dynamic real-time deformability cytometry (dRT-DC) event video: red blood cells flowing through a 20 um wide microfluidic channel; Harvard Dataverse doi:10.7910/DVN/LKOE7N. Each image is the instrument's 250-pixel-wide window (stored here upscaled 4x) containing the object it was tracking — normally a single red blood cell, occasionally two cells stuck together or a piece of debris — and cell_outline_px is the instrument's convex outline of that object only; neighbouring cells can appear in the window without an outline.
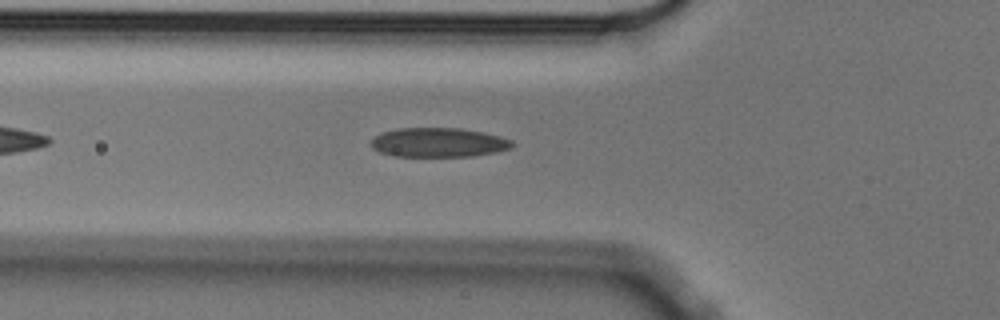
{"species": "Egyptian fruit bat (a non-hibernating species)", "species_latin": "Rousettus aegyptiacus", "temperature_condition": "cold", "stored_images_in_passage": 37, "camera_frame_rate_fps": 3000, "um_per_image_px": 0.085, "animal": {"sex": "male"}, "frame": {"image": 1, "passage_image": 8, "time_ms": 2.333, "image_size_px": [1000, 320], "cell_outline_px": [[516, 144], [512, 148], [496, 152], [472, 156], [392, 156], [380, 152], [372, 148], [372, 140], [376, 136], [384, 132], [396, 128], [460, 128], [484, 132], [500, 136], [512, 140]], "centroid_in_image_um": [37.32, 12.11], "position_along_channel_um": 88.5, "area_um2": 24.16}}
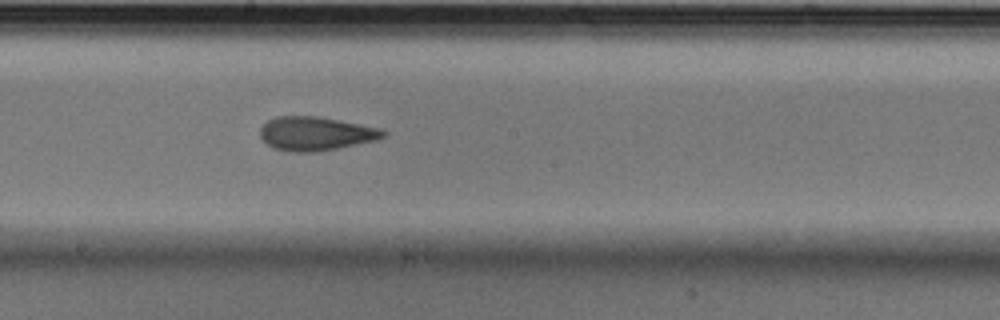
{"frame": {"image": 2, "passage_image": 19, "time_ms": 6.0, "image_size_px": [1000, 320], "cell_outline_px": [[388, 132], [380, 140], [316, 152], [288, 152], [272, 148], [260, 136], [260, 128], [268, 120], [276, 116], [320, 116], [380, 128]], "centroid_in_image_um": [26.85, 11.36], "position_along_channel_um": 221.3, "area_um2": 24.51}}
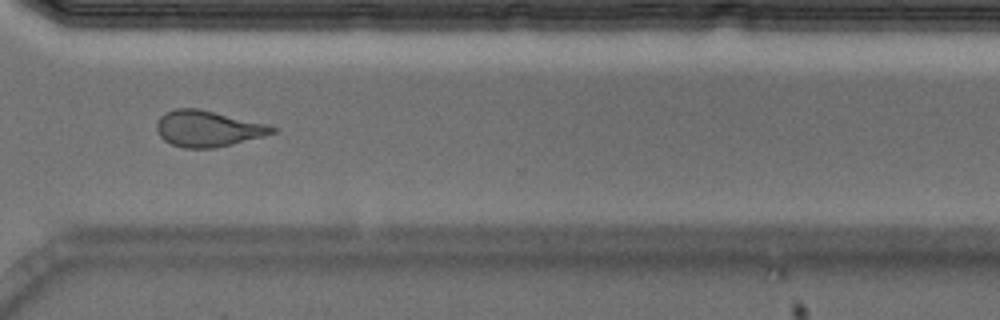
{"frame": {"image": 3, "passage_image": 30, "time_ms": 9.667, "image_size_px": [1000, 320], "cell_outline_px": [[276, 132], [264, 136], [216, 148], [184, 148], [172, 144], [164, 140], [160, 136], [156, 128], [156, 124], [160, 116], [164, 112], [176, 108], [200, 108], [268, 124], [276, 128]], "centroid_in_image_um": [17.66, 10.92], "position_along_channel_um": 352.9, "area_um2": 24.45}, "authors_computed_cell_mechanics": {"area_um2": 24.1604, "velocity_mm_per_s": 3.6023, "shape_relaxation_time_tau1_ms": null, "shape_relaxation_time_tau2_ms": 2.565, "deformation_change_tau1": null, "deformation_change_tau2": 0.111}}